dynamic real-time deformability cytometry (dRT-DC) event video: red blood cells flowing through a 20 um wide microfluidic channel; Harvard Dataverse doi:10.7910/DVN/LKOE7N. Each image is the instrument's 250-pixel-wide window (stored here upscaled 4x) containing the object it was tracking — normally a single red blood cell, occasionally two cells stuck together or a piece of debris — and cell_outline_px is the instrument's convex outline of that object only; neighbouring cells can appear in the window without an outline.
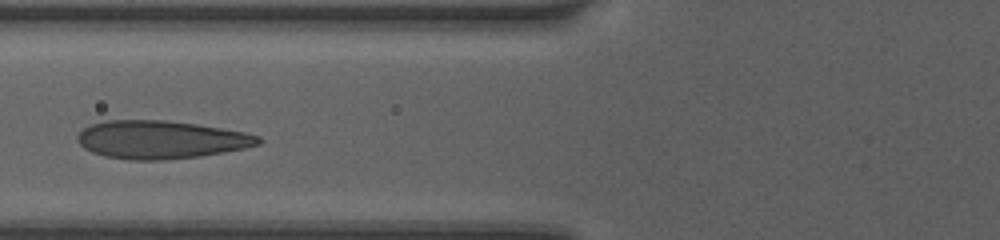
{"species": "human", "species_latin": "Homo sapiens", "temperature_condition": "room temperature", "stored_images_in_passage": 5, "camera_frame_rate_fps": 3000, "um_per_image_px": 0.085, "donor": {"sex": "female"}, "frame": {"image": 1, "passage_image": 2, "time_ms": 1.0, "image_size_px": [1000, 240], "cell_outline_px": [[264, 140], [260, 144], [244, 148], [200, 156], [164, 160], [128, 160], [104, 156], [92, 152], [84, 148], [76, 140], [76, 136], [84, 128], [92, 124], [104, 120], [164, 120], [196, 124], [244, 132], [260, 136]], "centroid_in_image_um": [13.65, 11.87], "position_along_channel_um": 112.1, "area_um2": 40.17}}
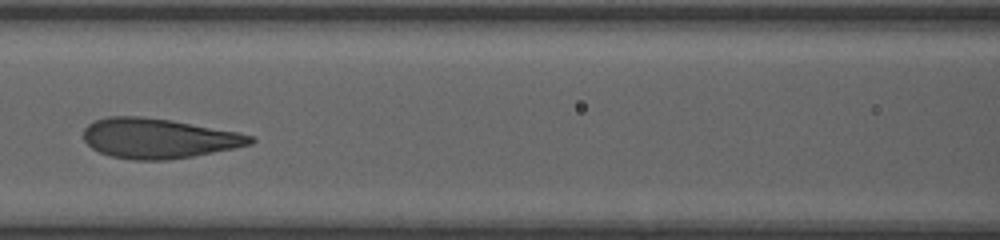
{"frame": {"image": 2, "passage_image": 3, "time_ms": 2.0, "image_size_px": [1000, 240], "cell_outline_px": [[256, 140], [252, 144], [192, 156], [164, 160], [132, 160], [112, 156], [100, 152], [92, 148], [84, 140], [84, 128], [88, 124], [96, 120], [108, 116], [144, 116], [172, 120], [236, 132], [252, 136]], "centroid_in_image_um": [13.43, 11.75], "position_along_channel_um": 153.2, "area_um2": 38.55}}
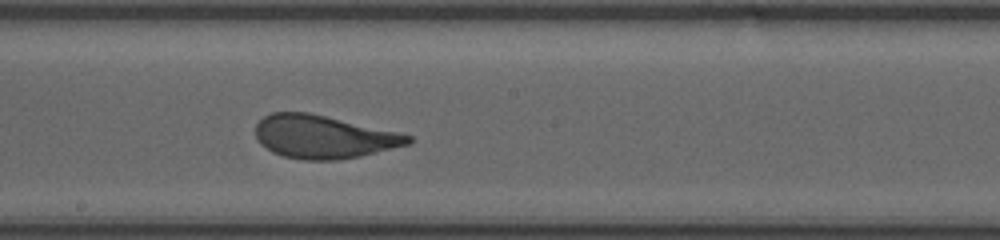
{"frame": {"image": 3, "passage_image": 5, "time_ms": 3.667, "image_size_px": [1000, 240], "cell_outline_px": [[412, 140], [408, 144], [360, 156], [336, 160], [304, 160], [284, 156], [272, 152], [260, 144], [256, 140], [256, 124], [264, 116], [272, 112], [308, 112], [396, 132], [412, 136]], "centroid_in_image_um": [27.43, 11.63], "position_along_channel_um": 220.8, "area_um2": 37.92}}